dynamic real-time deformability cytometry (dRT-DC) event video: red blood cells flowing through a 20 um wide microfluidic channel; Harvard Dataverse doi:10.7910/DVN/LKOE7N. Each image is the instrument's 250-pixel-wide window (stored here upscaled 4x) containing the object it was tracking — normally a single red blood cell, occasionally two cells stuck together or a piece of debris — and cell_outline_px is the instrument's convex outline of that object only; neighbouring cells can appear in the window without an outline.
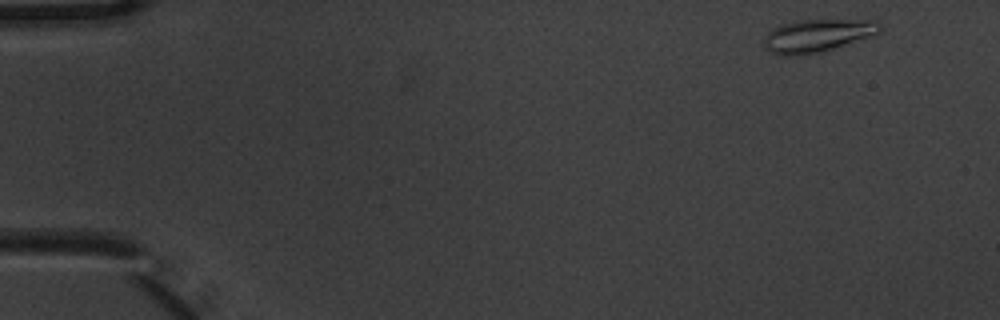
{"species": "common noctule bat (a hibernating species)", "species_latin": "Nyctalus noctula", "temperature_condition": "warm", "stored_images_in_passage": 9, "camera_frame_rate_fps": 3000, "um_per_image_px": 0.085, "animal": {"sex": "male", "body_mass_g": 20.1, "forearm_length_mm": 53.5}, "frame": {"image": 1, "passage_image": 1, "time_ms": 0.0, "image_size_px": [1000, 320], "cell_outline_px": [[884, 28], [880, 32], [872, 36], [820, 52], [800, 56], [780, 56], [768, 52], [764, 48], [764, 40], [768, 32], [780, 24], [800, 20], [876, 20]], "centroid_in_image_um": [69.46, 3.04], "position_along_channel_um": 15.5, "area_um2": 22.37}}
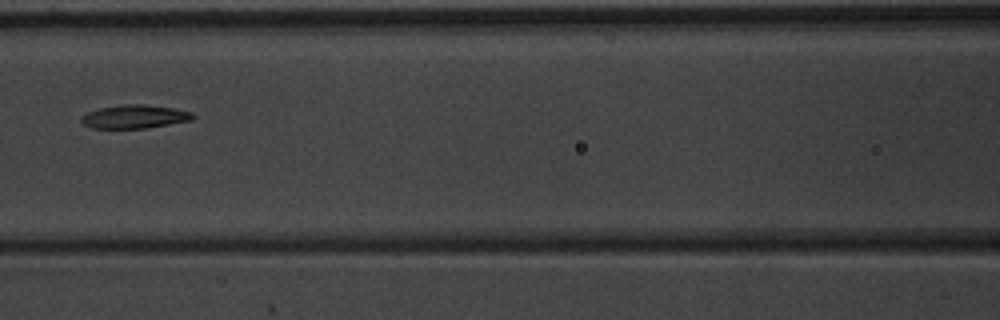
{"frame": {"image": 2, "passage_image": 6, "time_ms": 1.667, "image_size_px": [1000, 320], "cell_outline_px": [[196, 116], [192, 120], [148, 128], [92, 128], [84, 124], [80, 120], [80, 116], [88, 112], [100, 108], [120, 104], [144, 104], [172, 108], [192, 112]], "centroid_in_image_um": [11.44, 9.91], "position_along_channel_um": 155.2, "area_um2": 15.32}}
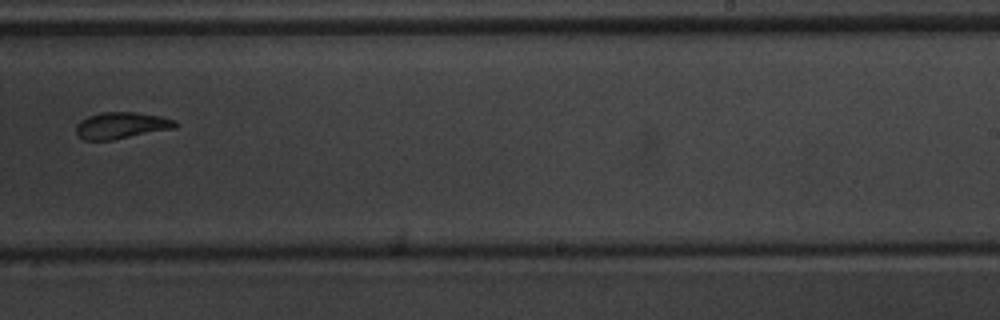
{"frame": {"image": 3, "passage_image": 9, "time_ms": 2.667, "image_size_px": [1000, 320], "cell_outline_px": [[176, 128], [112, 140], [84, 140], [76, 132], [76, 124], [80, 120], [88, 116], [104, 112], [136, 112], [160, 116], [176, 120]], "centroid_in_image_um": [10.32, 10.66], "position_along_channel_um": 278.7, "area_um2": 15.32}}